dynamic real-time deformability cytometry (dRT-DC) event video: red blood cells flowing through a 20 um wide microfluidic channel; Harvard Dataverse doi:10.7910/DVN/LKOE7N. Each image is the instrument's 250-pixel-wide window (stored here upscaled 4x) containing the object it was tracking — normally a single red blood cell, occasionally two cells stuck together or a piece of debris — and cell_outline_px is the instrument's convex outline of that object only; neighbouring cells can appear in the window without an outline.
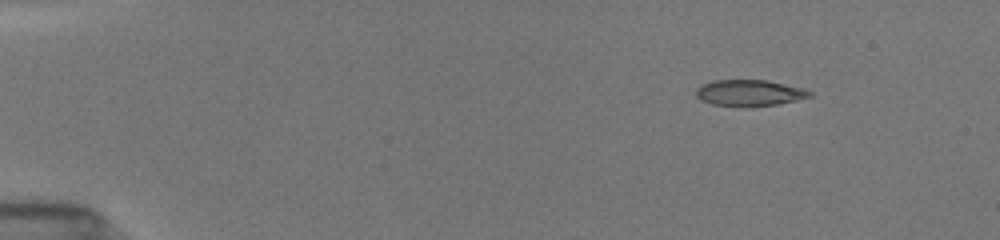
{"species": "common noctule bat (a hibernating species)", "species_latin": "Nyctalus noctula", "temperature_condition": "room temperature", "stored_images_in_passage": 22, "camera_frame_rate_fps": 3000, "um_per_image_px": 0.085, "animal": {"sex": "female", "body_mass_g": 19.5, "forearm_length_mm": 54.1}, "frame": {"image": 1, "passage_image": 6, "time_ms": 2.0, "image_size_px": [1000, 240], "cell_outline_px": [[812, 96], [796, 100], [776, 104], [712, 104], [700, 100], [696, 96], [696, 88], [700, 84], [712, 80], [768, 80], [804, 88], [812, 92]], "centroid_in_image_um": [63.69, 7.84], "position_along_channel_um": 21.3, "area_um2": 16.82}}
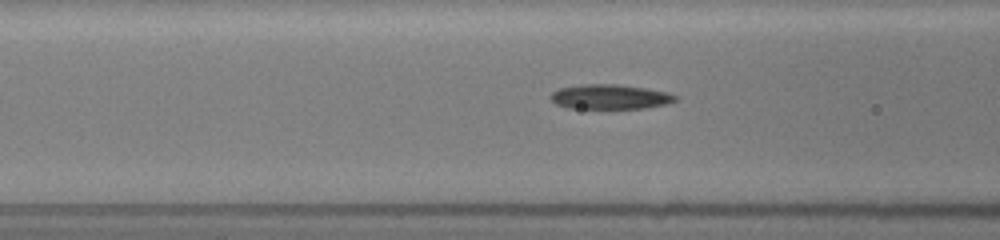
{"frame": {"image": 2, "passage_image": 17, "time_ms": 7.0, "image_size_px": [1000, 240], "cell_outline_px": [[680, 96], [676, 100], [668, 104], [648, 108], [568, 108], [556, 104], [548, 96], [552, 92], [560, 88], [584, 84], [616, 84], [644, 88], [668, 92]], "centroid_in_image_um": [51.88, 8.23], "position_along_channel_um": 114.7, "area_um2": 18.03}}
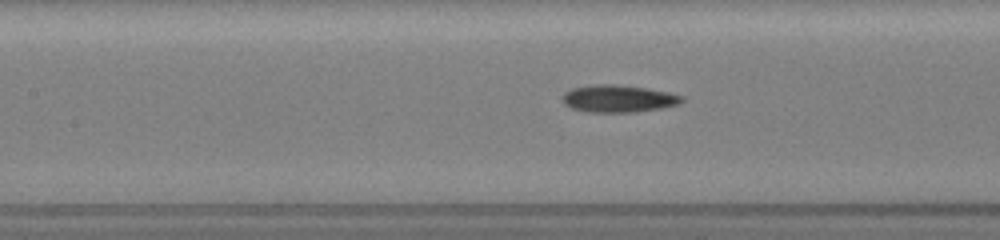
{"frame": {"image": 3, "passage_image": 20, "time_ms": 8.0, "image_size_px": [1000, 240], "cell_outline_px": [[684, 100], [680, 104], [660, 108], [636, 112], [588, 112], [572, 108], [564, 104], [560, 96], [564, 92], [572, 88], [600, 84], [612, 84], [648, 88], [668, 92], [684, 96]], "centroid_in_image_um": [52.56, 8.38], "position_along_channel_um": 154.8, "area_um2": 19.07}}